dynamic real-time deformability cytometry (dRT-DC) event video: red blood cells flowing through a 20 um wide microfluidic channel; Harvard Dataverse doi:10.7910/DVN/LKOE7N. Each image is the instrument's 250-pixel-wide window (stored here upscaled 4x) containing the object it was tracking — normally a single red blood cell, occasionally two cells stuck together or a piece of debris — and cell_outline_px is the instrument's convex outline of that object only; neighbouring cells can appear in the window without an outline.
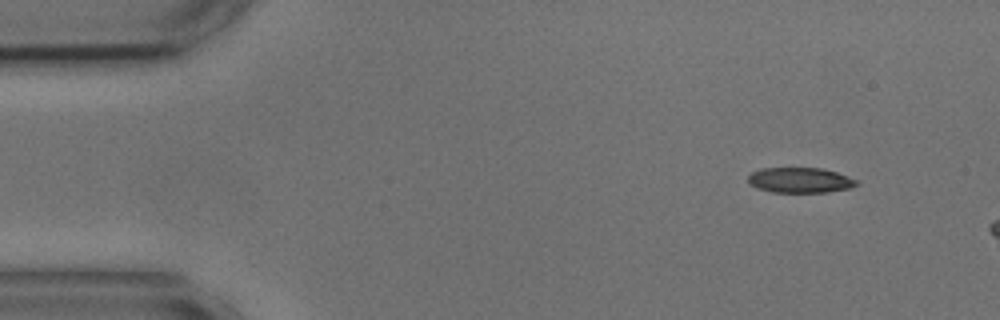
{"species": "common noctule bat (a hibernating species)", "species_latin": "Nyctalus noctula", "temperature_condition": "cold", "stored_images_in_passage": 7, "camera_frame_rate_fps": 3000, "um_per_image_px": 0.085, "animal": {"sex": "male", "body_mass_g": 17.9, "forearm_length_mm": 54.2}, "frame": {"image": 1, "passage_image": 1, "time_ms": 0.0, "image_size_px": [1000, 320], "cell_outline_px": [[860, 184], [848, 188], [828, 192], [772, 192], [756, 188], [748, 184], [748, 176], [752, 172], [760, 168], [820, 168], [836, 172], [856, 180]], "centroid_in_image_um": [67.95, 15.32], "position_along_channel_um": 17.0, "area_um2": 15.95}}